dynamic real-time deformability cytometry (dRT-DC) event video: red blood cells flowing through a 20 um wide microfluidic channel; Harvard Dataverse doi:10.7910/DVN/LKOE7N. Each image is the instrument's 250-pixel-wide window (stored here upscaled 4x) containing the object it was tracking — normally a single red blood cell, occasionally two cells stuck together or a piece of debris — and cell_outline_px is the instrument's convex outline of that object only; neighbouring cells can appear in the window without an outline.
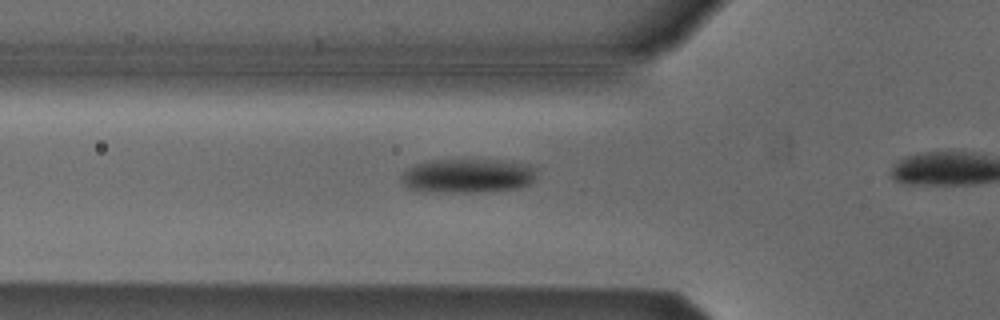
{"species": "Egyptian fruit bat (a non-hibernating species)", "species_latin": "Rousettus aegyptiacus", "temperature_condition": "cold", "stored_images_in_passage": 8, "camera_frame_rate_fps": 3000, "um_per_image_px": 0.085, "animal": {"sex": "male"}, "frame": {"image": 1, "passage_image": 3, "time_ms": 0.667, "image_size_px": [1000, 320], "cell_outline_px": [[532, 180], [528, 184], [520, 188], [476, 192], [428, 192], [412, 188], [404, 184], [404, 172], [408, 168], [416, 164], [432, 160], [496, 160], [524, 164], [532, 168]], "centroid_in_image_um": [39.71, 14.95], "position_along_channel_um": 86.1, "area_um2": 26.13}}
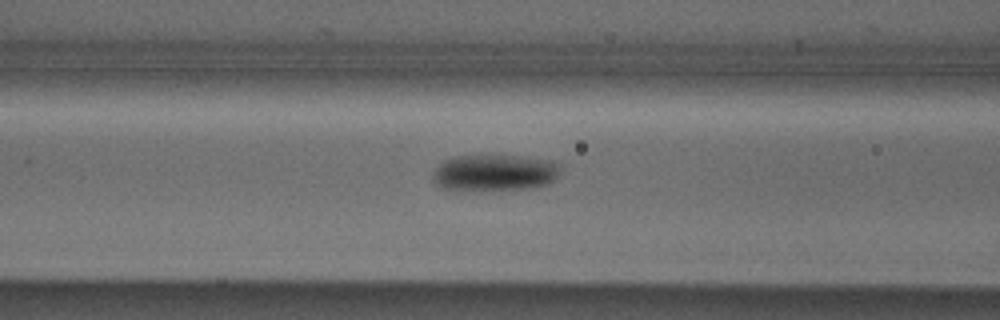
{"frame": {"image": 2, "passage_image": 6, "time_ms": 1.667, "image_size_px": [1000, 320], "cell_outline_px": [[560, 168], [556, 176], [548, 184], [536, 188], [444, 188], [436, 184], [432, 176], [432, 172], [444, 160], [452, 156], [520, 156], [548, 160], [560, 164]], "centroid_in_image_um": [42.05, 14.64], "position_along_channel_um": 124.5, "area_um2": 26.24}}